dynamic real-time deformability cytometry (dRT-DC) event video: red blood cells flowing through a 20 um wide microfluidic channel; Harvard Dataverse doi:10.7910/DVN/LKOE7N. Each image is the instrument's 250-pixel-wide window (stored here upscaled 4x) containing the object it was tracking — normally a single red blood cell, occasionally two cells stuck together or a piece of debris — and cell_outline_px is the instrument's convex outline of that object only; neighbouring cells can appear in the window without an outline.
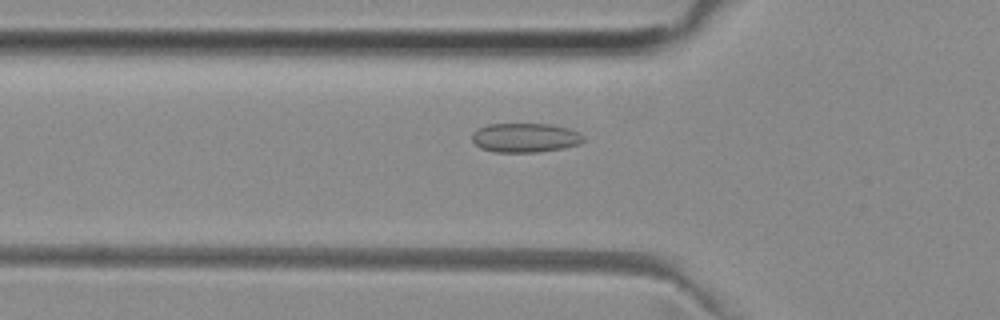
{"species": "common noctule bat (a hibernating species)", "species_latin": "Nyctalus noctula", "temperature_condition": "room temperature", "stored_images_in_passage": 53, "camera_frame_rate_fps": 3000, "um_per_image_px": 0.085, "animal": {"sex": "female", "body_mass_g": 29.2, "forearm_length_mm": 56.3}, "frame": {"image": 1, "passage_image": 18, "time_ms": 5.667, "image_size_px": [1000, 320], "cell_outline_px": [[584, 140], [580, 144], [564, 148], [540, 152], [496, 152], [480, 148], [472, 140], [472, 132], [488, 124], [548, 124], [568, 128], [580, 132], [584, 136]], "centroid_in_image_um": [44.66, 11.71], "position_along_channel_um": 81.1, "area_um2": 19.07}}
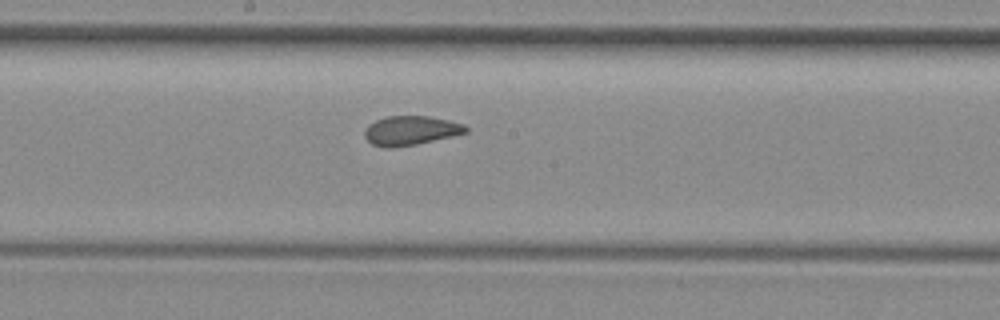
{"frame": {"image": 2, "passage_image": 28, "time_ms": 9.0, "image_size_px": [1000, 320], "cell_outline_px": [[468, 132], [452, 136], [416, 144], [392, 148], [384, 148], [372, 144], [364, 136], [364, 128], [368, 124], [384, 116], [428, 116], [448, 120], [464, 124], [468, 128]], "centroid_in_image_um": [34.87, 11.09], "position_along_channel_um": 213.3, "area_um2": 17.34}}
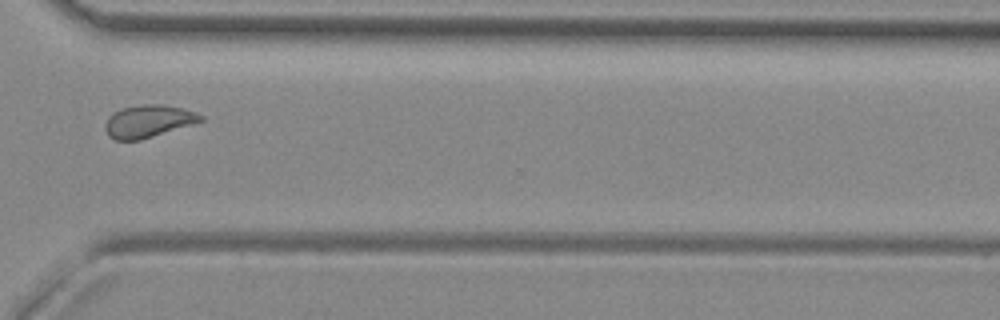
{"frame": {"image": 3, "passage_image": 39, "time_ms": 12.667, "image_size_px": [1000, 320], "cell_outline_px": [[204, 120], [140, 140], [116, 140], [108, 136], [104, 128], [104, 124], [108, 116], [112, 112], [120, 108], [140, 104], [160, 104], [180, 108], [196, 112], [204, 116]], "centroid_in_image_um": [12.54, 10.29], "position_along_channel_um": 358.1, "area_um2": 18.09}, "authors_computed_cell_mechanics": {"area_um2": 18.496, "velocity_mm_per_s": 3.9488, "shape_relaxation_time_tau1_ms": null, "shape_relaxation_time_tau2_ms": 1.2843, "deformation_change_tau1": null, "deformation_change_tau2": 0.055}}